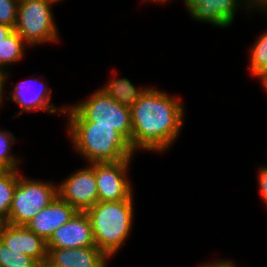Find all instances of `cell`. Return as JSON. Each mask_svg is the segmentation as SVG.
I'll use <instances>...</instances> for the list:
<instances>
[{"instance_id": "6da1fadb", "label": "cell", "mask_w": 267, "mask_h": 267, "mask_svg": "<svg viewBox=\"0 0 267 267\" xmlns=\"http://www.w3.org/2000/svg\"><path fill=\"white\" fill-rule=\"evenodd\" d=\"M184 108L179 96L148 86L130 108L134 153H163L173 146L183 130Z\"/></svg>"}, {"instance_id": "7a4b0ae2", "label": "cell", "mask_w": 267, "mask_h": 267, "mask_svg": "<svg viewBox=\"0 0 267 267\" xmlns=\"http://www.w3.org/2000/svg\"><path fill=\"white\" fill-rule=\"evenodd\" d=\"M65 116L72 146L88 164L133 158L130 142L112 126L87 122L71 105H67Z\"/></svg>"}, {"instance_id": "3957f363", "label": "cell", "mask_w": 267, "mask_h": 267, "mask_svg": "<svg viewBox=\"0 0 267 267\" xmlns=\"http://www.w3.org/2000/svg\"><path fill=\"white\" fill-rule=\"evenodd\" d=\"M134 198L98 201L85 211L89 217L95 245L109 258L128 240L133 228Z\"/></svg>"}, {"instance_id": "277c9868", "label": "cell", "mask_w": 267, "mask_h": 267, "mask_svg": "<svg viewBox=\"0 0 267 267\" xmlns=\"http://www.w3.org/2000/svg\"><path fill=\"white\" fill-rule=\"evenodd\" d=\"M54 4L49 0L19 1L17 23L14 30L28 47L60 41L52 12Z\"/></svg>"}, {"instance_id": "5b68a950", "label": "cell", "mask_w": 267, "mask_h": 267, "mask_svg": "<svg viewBox=\"0 0 267 267\" xmlns=\"http://www.w3.org/2000/svg\"><path fill=\"white\" fill-rule=\"evenodd\" d=\"M58 196V185L53 181L42 182L26 178L19 171L8 219L11 225H25Z\"/></svg>"}, {"instance_id": "8992f818", "label": "cell", "mask_w": 267, "mask_h": 267, "mask_svg": "<svg viewBox=\"0 0 267 267\" xmlns=\"http://www.w3.org/2000/svg\"><path fill=\"white\" fill-rule=\"evenodd\" d=\"M87 122L95 126H112L131 144L132 122L130 108L119 104L102 89L77 104L71 105Z\"/></svg>"}, {"instance_id": "52a82bcc", "label": "cell", "mask_w": 267, "mask_h": 267, "mask_svg": "<svg viewBox=\"0 0 267 267\" xmlns=\"http://www.w3.org/2000/svg\"><path fill=\"white\" fill-rule=\"evenodd\" d=\"M132 159L94 163L99 201H121L133 197L134 189L128 178Z\"/></svg>"}, {"instance_id": "ba28073f", "label": "cell", "mask_w": 267, "mask_h": 267, "mask_svg": "<svg viewBox=\"0 0 267 267\" xmlns=\"http://www.w3.org/2000/svg\"><path fill=\"white\" fill-rule=\"evenodd\" d=\"M70 174L62 182L57 183L58 196L77 211L85 212L99 201L94 163Z\"/></svg>"}, {"instance_id": "9c48e42d", "label": "cell", "mask_w": 267, "mask_h": 267, "mask_svg": "<svg viewBox=\"0 0 267 267\" xmlns=\"http://www.w3.org/2000/svg\"><path fill=\"white\" fill-rule=\"evenodd\" d=\"M39 78L22 80L12 86L14 87L12 91L11 89L9 90V96H6L7 100L11 99L21 108L19 112H15L16 116H20L24 112H36L39 110L55 115H65L67 106L59 108L50 103L52 90Z\"/></svg>"}, {"instance_id": "30bf717a", "label": "cell", "mask_w": 267, "mask_h": 267, "mask_svg": "<svg viewBox=\"0 0 267 267\" xmlns=\"http://www.w3.org/2000/svg\"><path fill=\"white\" fill-rule=\"evenodd\" d=\"M183 2L192 20L219 28L230 27L235 22V14L241 8L247 9L249 14L248 0H183Z\"/></svg>"}, {"instance_id": "8fae6325", "label": "cell", "mask_w": 267, "mask_h": 267, "mask_svg": "<svg viewBox=\"0 0 267 267\" xmlns=\"http://www.w3.org/2000/svg\"><path fill=\"white\" fill-rule=\"evenodd\" d=\"M47 248H82L96 246L91 223L85 212H77L56 229L46 241Z\"/></svg>"}, {"instance_id": "7c38bea8", "label": "cell", "mask_w": 267, "mask_h": 267, "mask_svg": "<svg viewBox=\"0 0 267 267\" xmlns=\"http://www.w3.org/2000/svg\"><path fill=\"white\" fill-rule=\"evenodd\" d=\"M0 240L11 250L35 258L39 263L47 259L46 241L25 225H11L3 222Z\"/></svg>"}, {"instance_id": "4fadbf2b", "label": "cell", "mask_w": 267, "mask_h": 267, "mask_svg": "<svg viewBox=\"0 0 267 267\" xmlns=\"http://www.w3.org/2000/svg\"><path fill=\"white\" fill-rule=\"evenodd\" d=\"M78 211L57 196L48 206L36 214L26 226L47 241L53 232L68 222Z\"/></svg>"}, {"instance_id": "5bb4252c", "label": "cell", "mask_w": 267, "mask_h": 267, "mask_svg": "<svg viewBox=\"0 0 267 267\" xmlns=\"http://www.w3.org/2000/svg\"><path fill=\"white\" fill-rule=\"evenodd\" d=\"M47 250V259L58 267H107L109 262L97 246Z\"/></svg>"}, {"instance_id": "9a60e30c", "label": "cell", "mask_w": 267, "mask_h": 267, "mask_svg": "<svg viewBox=\"0 0 267 267\" xmlns=\"http://www.w3.org/2000/svg\"><path fill=\"white\" fill-rule=\"evenodd\" d=\"M147 88L148 86L135 87L134 84L125 77L115 79L114 76L113 78L111 76V79L100 89L119 104L131 108Z\"/></svg>"}, {"instance_id": "2e32d148", "label": "cell", "mask_w": 267, "mask_h": 267, "mask_svg": "<svg viewBox=\"0 0 267 267\" xmlns=\"http://www.w3.org/2000/svg\"><path fill=\"white\" fill-rule=\"evenodd\" d=\"M26 46L28 47L15 30L8 35L0 44V68L8 72L6 69L9 65L20 62L24 57Z\"/></svg>"}, {"instance_id": "e0dca14e", "label": "cell", "mask_w": 267, "mask_h": 267, "mask_svg": "<svg viewBox=\"0 0 267 267\" xmlns=\"http://www.w3.org/2000/svg\"><path fill=\"white\" fill-rule=\"evenodd\" d=\"M259 35L249 49V74L261 80L267 75V30Z\"/></svg>"}, {"instance_id": "ac0fdd59", "label": "cell", "mask_w": 267, "mask_h": 267, "mask_svg": "<svg viewBox=\"0 0 267 267\" xmlns=\"http://www.w3.org/2000/svg\"><path fill=\"white\" fill-rule=\"evenodd\" d=\"M18 180L19 169L5 170L0 174V220L2 222H5L9 217Z\"/></svg>"}, {"instance_id": "d6986e66", "label": "cell", "mask_w": 267, "mask_h": 267, "mask_svg": "<svg viewBox=\"0 0 267 267\" xmlns=\"http://www.w3.org/2000/svg\"><path fill=\"white\" fill-rule=\"evenodd\" d=\"M16 143L15 135L8 130H0V166L4 170L20 169L21 159L11 153Z\"/></svg>"}, {"instance_id": "ffe728a7", "label": "cell", "mask_w": 267, "mask_h": 267, "mask_svg": "<svg viewBox=\"0 0 267 267\" xmlns=\"http://www.w3.org/2000/svg\"><path fill=\"white\" fill-rule=\"evenodd\" d=\"M39 262L32 256L9 249L0 240V267H38Z\"/></svg>"}, {"instance_id": "44dd1931", "label": "cell", "mask_w": 267, "mask_h": 267, "mask_svg": "<svg viewBox=\"0 0 267 267\" xmlns=\"http://www.w3.org/2000/svg\"><path fill=\"white\" fill-rule=\"evenodd\" d=\"M20 0H0V24L13 29L17 23L18 5Z\"/></svg>"}, {"instance_id": "7402d4cb", "label": "cell", "mask_w": 267, "mask_h": 267, "mask_svg": "<svg viewBox=\"0 0 267 267\" xmlns=\"http://www.w3.org/2000/svg\"><path fill=\"white\" fill-rule=\"evenodd\" d=\"M257 181L259 185L260 195L267 206V166L260 167L257 172ZM267 208V207H266Z\"/></svg>"}, {"instance_id": "603a6c76", "label": "cell", "mask_w": 267, "mask_h": 267, "mask_svg": "<svg viewBox=\"0 0 267 267\" xmlns=\"http://www.w3.org/2000/svg\"><path fill=\"white\" fill-rule=\"evenodd\" d=\"M249 14L252 11H260L267 16V0H248Z\"/></svg>"}, {"instance_id": "cb8c5ba5", "label": "cell", "mask_w": 267, "mask_h": 267, "mask_svg": "<svg viewBox=\"0 0 267 267\" xmlns=\"http://www.w3.org/2000/svg\"><path fill=\"white\" fill-rule=\"evenodd\" d=\"M237 264H235V262H233L232 260H228V259H219L215 261H210V262H204L201 263L198 267H237Z\"/></svg>"}, {"instance_id": "d4e9b609", "label": "cell", "mask_w": 267, "mask_h": 267, "mask_svg": "<svg viewBox=\"0 0 267 267\" xmlns=\"http://www.w3.org/2000/svg\"><path fill=\"white\" fill-rule=\"evenodd\" d=\"M8 77H9V73L5 72L3 69L0 68V108H2L1 106L3 105V102H4L3 98H5L4 94H6L5 92L6 90L4 89H5Z\"/></svg>"}, {"instance_id": "484cf974", "label": "cell", "mask_w": 267, "mask_h": 267, "mask_svg": "<svg viewBox=\"0 0 267 267\" xmlns=\"http://www.w3.org/2000/svg\"><path fill=\"white\" fill-rule=\"evenodd\" d=\"M14 29L12 27H9L4 24H0V44L3 42V40L10 35Z\"/></svg>"}, {"instance_id": "4316f807", "label": "cell", "mask_w": 267, "mask_h": 267, "mask_svg": "<svg viewBox=\"0 0 267 267\" xmlns=\"http://www.w3.org/2000/svg\"><path fill=\"white\" fill-rule=\"evenodd\" d=\"M38 267H58L50 262L48 259H44L42 262L39 263Z\"/></svg>"}, {"instance_id": "83f0119b", "label": "cell", "mask_w": 267, "mask_h": 267, "mask_svg": "<svg viewBox=\"0 0 267 267\" xmlns=\"http://www.w3.org/2000/svg\"><path fill=\"white\" fill-rule=\"evenodd\" d=\"M260 83L263 85L262 87L266 90L267 92V75H265L261 80Z\"/></svg>"}, {"instance_id": "f1b7e54d", "label": "cell", "mask_w": 267, "mask_h": 267, "mask_svg": "<svg viewBox=\"0 0 267 267\" xmlns=\"http://www.w3.org/2000/svg\"><path fill=\"white\" fill-rule=\"evenodd\" d=\"M143 1H147V0H143ZM149 1V0H148ZM151 2H156V3H160V5L162 4V3H167L168 1H171V0H150ZM173 1V0H172Z\"/></svg>"}, {"instance_id": "f546056e", "label": "cell", "mask_w": 267, "mask_h": 267, "mask_svg": "<svg viewBox=\"0 0 267 267\" xmlns=\"http://www.w3.org/2000/svg\"><path fill=\"white\" fill-rule=\"evenodd\" d=\"M49 1H51V2H53V3H55V4H57L58 2H61L62 0H49ZM64 1V0H63Z\"/></svg>"}, {"instance_id": "4dcf8cb0", "label": "cell", "mask_w": 267, "mask_h": 267, "mask_svg": "<svg viewBox=\"0 0 267 267\" xmlns=\"http://www.w3.org/2000/svg\"><path fill=\"white\" fill-rule=\"evenodd\" d=\"M5 170L0 166V174L3 173Z\"/></svg>"}]
</instances>
